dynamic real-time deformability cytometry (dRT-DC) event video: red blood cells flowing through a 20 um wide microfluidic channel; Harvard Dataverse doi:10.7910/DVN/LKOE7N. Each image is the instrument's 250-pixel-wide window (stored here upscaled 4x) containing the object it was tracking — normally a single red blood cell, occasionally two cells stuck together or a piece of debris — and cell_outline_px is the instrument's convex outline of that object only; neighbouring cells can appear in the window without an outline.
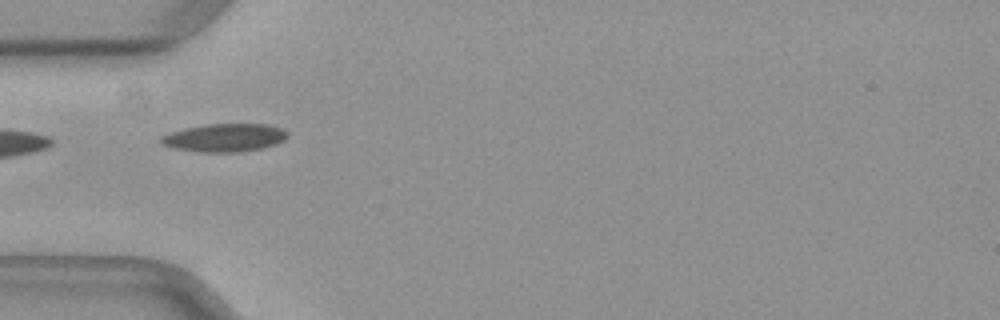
{"species": "common noctule bat (a hibernating species)", "species_latin": "Nyctalus noctula", "temperature_condition": "warm", "stored_images_in_passage": 35, "camera_frame_rate_fps": 3000, "um_per_image_px": 0.085, "animal": {"sex": "female", "body_mass_g": 29.2, "forearm_length_mm": 56.3}, "frame": {"image": 1, "passage_image": 1, "time_ms": 0.0, "image_size_px": [1000, 320], "cell_outline_px": [[288, 136], [284, 140], [276, 144], [260, 148], [236, 152], [204, 152], [176, 148], [164, 144], [160, 140], [160, 136], [184, 128], [204, 124], [268, 124], [284, 128], [288, 132]], "centroid_in_image_um": [19.14, 11.68], "position_along_channel_um": 65.9, "area_um2": 20.58}}